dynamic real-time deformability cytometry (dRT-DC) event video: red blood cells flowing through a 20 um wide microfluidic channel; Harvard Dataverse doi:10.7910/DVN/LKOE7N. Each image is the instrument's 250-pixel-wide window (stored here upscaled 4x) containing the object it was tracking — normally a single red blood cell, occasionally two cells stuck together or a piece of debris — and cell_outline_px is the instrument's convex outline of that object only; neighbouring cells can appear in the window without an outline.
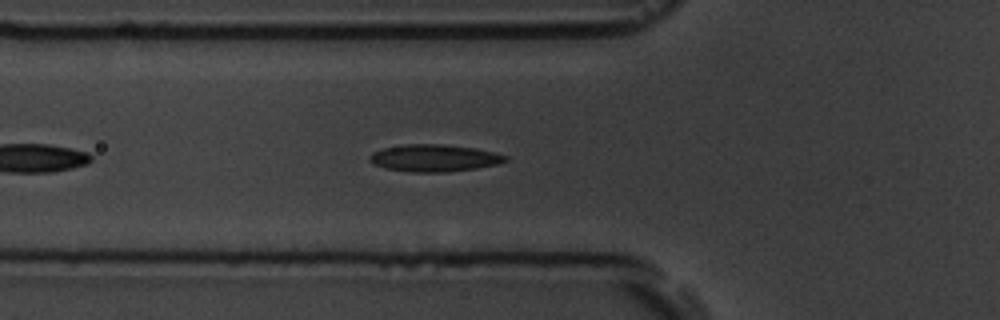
{"species": "common noctule bat (a hibernating species)", "species_latin": "Nyctalus noctula", "temperature_condition": "room temperature", "stored_images_in_passage": 39, "camera_frame_rate_fps": 3000, "um_per_image_px": 0.085, "animal": {"sex": "male", "body_mass_g": 19.5, "forearm_length_mm": 54.6}, "frame": {"image": 1, "passage_image": 6, "time_ms": 1.667, "image_size_px": [1000, 320], "cell_outline_px": [[508, 160], [496, 164], [476, 168], [448, 172], [412, 172], [384, 168], [372, 164], [368, 156], [372, 152], [380, 148], [408, 144], [444, 144], [472, 148], [496, 152], [508, 156]], "centroid_in_image_um": [36.87, 13.43], "position_along_channel_um": 88.9, "area_um2": 21.56}}
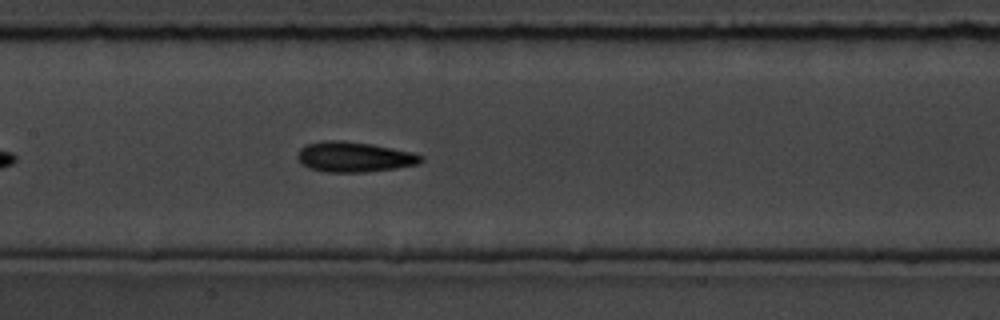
{"frame": {"image": 2, "passage_image": 13, "time_ms": 4.0, "image_size_px": [1000, 320], "cell_outline_px": [[424, 160], [420, 164], [396, 168], [364, 172], [324, 172], [308, 168], [300, 164], [296, 156], [300, 148], [304, 144], [324, 140], [344, 140], [372, 144], [412, 152], [424, 156]], "centroid_in_image_um": [30.08, 13.33], "position_along_channel_um": 177.3, "area_um2": 22.14}}
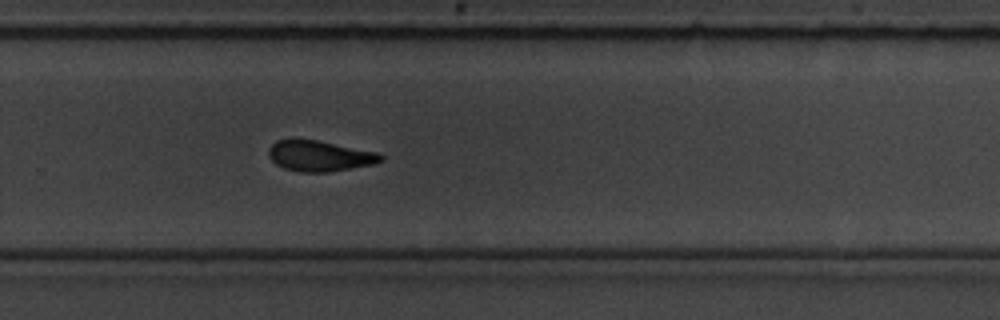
{"frame": {"image": 3, "passage_image": 23, "time_ms": 7.333, "image_size_px": [1000, 320], "cell_outline_px": [[384, 160], [372, 164], [328, 172], [304, 172], [284, 168], [276, 164], [268, 156], [268, 148], [276, 140], [316, 140], [380, 152], [384, 156]], "centroid_in_image_um": [27.19, 13.25], "position_along_channel_um": 302.6, "area_um2": 19.94}, "authors_computed_cell_mechanics": {"area_um2": 20.7502, "velocity_mm_per_s": 3.7742, "shape_relaxation_time_tau1_ms": 6.5881, "shape_relaxation_time_tau2_ms": 2.4865, "deformation_change_tau1": 0.1523, "deformation_change_tau2": 0.0904}}